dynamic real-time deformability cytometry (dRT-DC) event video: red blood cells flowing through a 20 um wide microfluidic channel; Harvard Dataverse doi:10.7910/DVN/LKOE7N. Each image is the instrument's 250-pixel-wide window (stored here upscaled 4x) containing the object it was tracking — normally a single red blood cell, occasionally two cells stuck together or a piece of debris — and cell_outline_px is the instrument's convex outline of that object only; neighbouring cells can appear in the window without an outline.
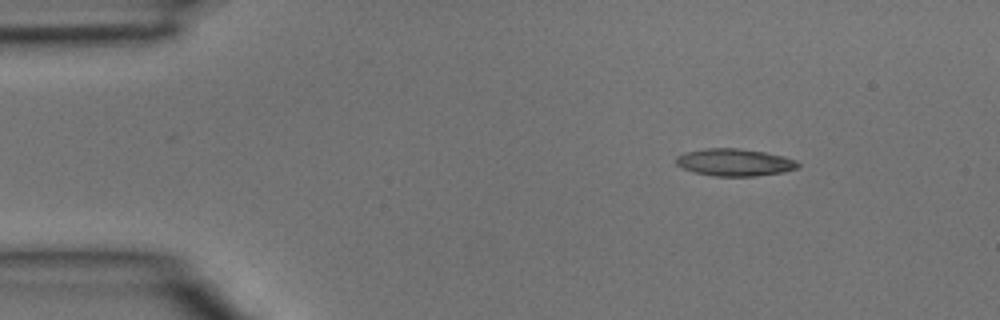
{"species": "common noctule bat (a hibernating species)", "species_latin": "Nyctalus noctula", "temperature_condition": "room temperature", "stored_images_in_passage": 3, "camera_frame_rate_fps": 3000, "um_per_image_px": 0.085, "animal": {"sex": "male", "body_mass_g": 15.6}, "frame": {"image": 1, "passage_image": 1, "time_ms": 0.0, "image_size_px": [1000, 320], "cell_outline_px": [[800, 168], [784, 172], [752, 176], [712, 176], [696, 172], [684, 168], [676, 164], [676, 156], [688, 152], [708, 148], [736, 148], [764, 152], [784, 156], [796, 160], [800, 164]], "centroid_in_image_um": [62.49, 13.8], "position_along_channel_um": 22.5, "area_um2": 19.25}}
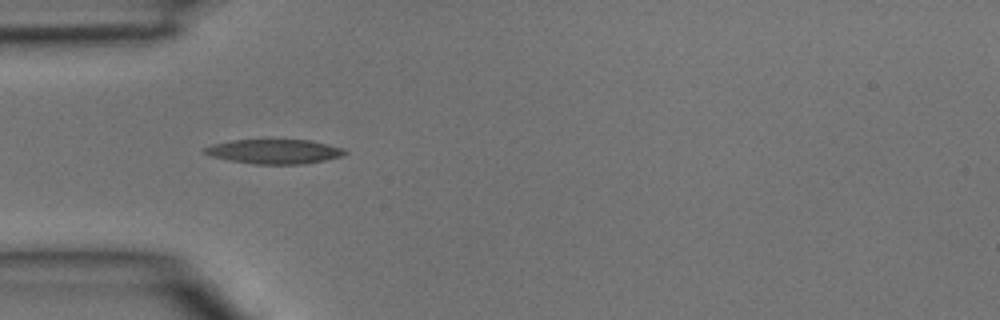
{"frame": {"image": 2, "passage_image": 3, "time_ms": 0.667, "image_size_px": [1000, 320], "cell_outline_px": [[348, 152], [344, 156], [304, 164], [252, 164], [228, 160], [212, 156], [204, 152], [204, 148], [212, 144], [232, 140], [312, 140], [344, 148]], "centroid_in_image_um": [23.36, 12.88], "position_along_channel_um": 61.6, "area_um2": 20.06}}